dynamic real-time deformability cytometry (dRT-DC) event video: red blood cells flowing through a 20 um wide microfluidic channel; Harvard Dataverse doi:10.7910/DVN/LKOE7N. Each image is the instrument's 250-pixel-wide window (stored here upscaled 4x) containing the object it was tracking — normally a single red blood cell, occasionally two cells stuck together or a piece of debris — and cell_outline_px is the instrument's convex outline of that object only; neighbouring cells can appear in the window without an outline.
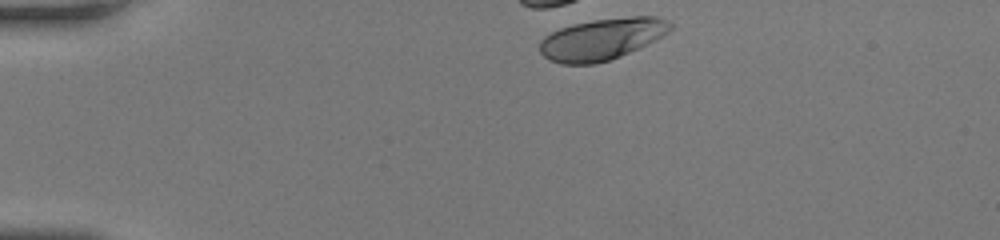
{"species": "human", "species_latin": "Homo sapiens", "temperature_condition": "room temperature", "stored_images_in_passage": 2, "camera_frame_rate_fps": 3000, "um_per_image_px": 0.085, "donor": {"sex": "female"}, "frame": {"image": 1, "passage_image": 1, "time_ms": 0.0, "image_size_px": [1000, 240], "cell_outline_px": [[672, 28], [668, 32], [620, 56], [596, 64], [560, 64], [548, 60], [540, 52], [540, 40], [544, 36], [560, 28], [592, 20], [632, 16], [656, 16], [672, 24]], "centroid_in_image_um": [51.1, 3.33], "position_along_channel_um": 33.9, "area_um2": 31.15}}